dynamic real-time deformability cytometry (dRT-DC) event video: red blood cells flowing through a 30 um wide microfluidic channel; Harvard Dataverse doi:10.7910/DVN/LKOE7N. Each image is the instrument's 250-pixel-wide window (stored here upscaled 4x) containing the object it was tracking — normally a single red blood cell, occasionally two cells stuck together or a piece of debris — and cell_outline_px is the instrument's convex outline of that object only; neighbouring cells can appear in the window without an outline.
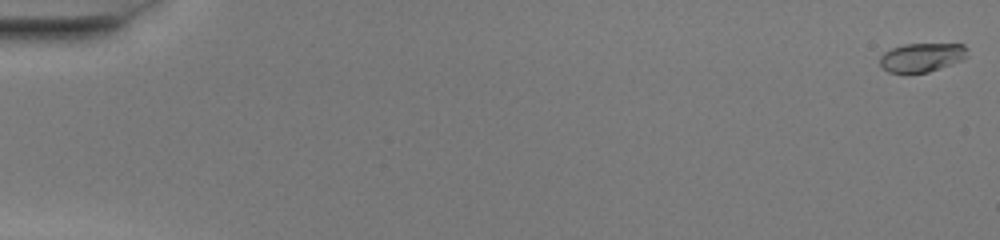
{"species": "common noctule bat (a hibernating species)", "species_latin": "Nyctalus noctula", "temperature_condition": "warm", "stored_images_in_passage": 52, "camera_frame_rate_fps": 3000, "um_per_image_px": 0.085, "animal": {"sex": "female", "body_mass_g": 20.0, "forearm_length_mm": 54.0}, "frame": {"image": 1, "passage_image": 1, "time_ms": 0.0, "image_size_px": [1000, 240], "cell_outline_px": [[968, 56], [964, 60], [928, 72], [888, 72], [880, 64], [880, 56], [884, 52], [892, 48], [904, 44], [964, 44], [968, 48]], "centroid_in_image_um": [78.4, 4.86], "position_along_channel_um": 6.6, "area_um2": 14.74}}
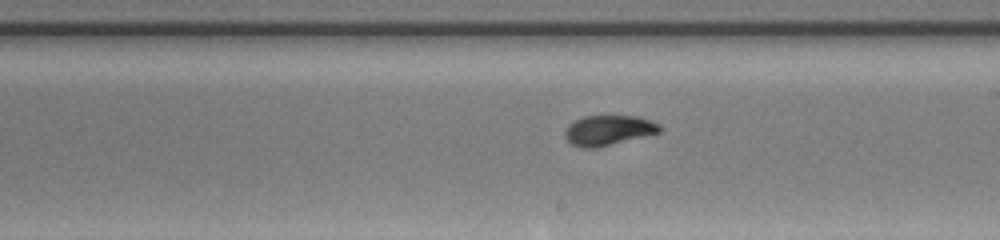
{"frame": {"image": 2, "passage_image": 31, "time_ms": 10.0, "image_size_px": [1000, 240], "cell_outline_px": [[660, 132], [596, 148], [580, 148], [572, 144], [564, 136], [564, 128], [568, 124], [584, 116], [636, 116], [660, 124]], "centroid_in_image_um": [51.66, 11.08], "position_along_channel_um": 237.3, "area_um2": 16.47}}
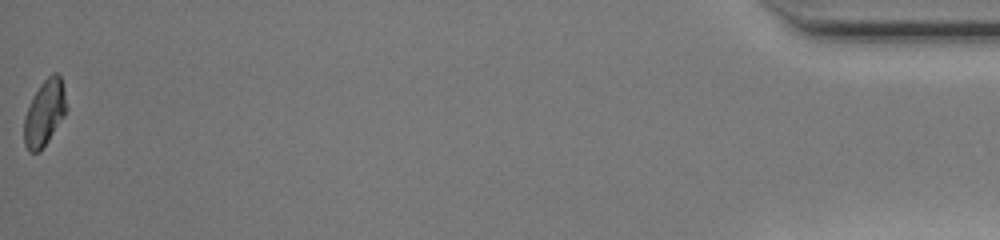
{"frame": {"image": 3, "passage_image": 52, "time_ms": 17.0, "image_size_px": [1000, 240], "cell_outline_px": [[68, 108], [64, 116], [40, 152], [28, 152], [24, 144], [24, 116], [32, 96], [40, 84], [52, 72], [56, 72], [60, 76], [64, 88]], "centroid_in_image_um": [3.78, 9.58], "position_along_channel_um": 431.4, "area_um2": 16.42}, "authors_computed_cell_mechanics": {"area_um2": 16.1262, "velocity_mm_per_s": 4.0939, "shape_relaxation_time_tau1_ms": 6.3731, "shape_relaxation_time_tau2_ms": 0.6772, "deformation_change_tau1": 0.2325, "deformation_change_tau2": 0.0468}}